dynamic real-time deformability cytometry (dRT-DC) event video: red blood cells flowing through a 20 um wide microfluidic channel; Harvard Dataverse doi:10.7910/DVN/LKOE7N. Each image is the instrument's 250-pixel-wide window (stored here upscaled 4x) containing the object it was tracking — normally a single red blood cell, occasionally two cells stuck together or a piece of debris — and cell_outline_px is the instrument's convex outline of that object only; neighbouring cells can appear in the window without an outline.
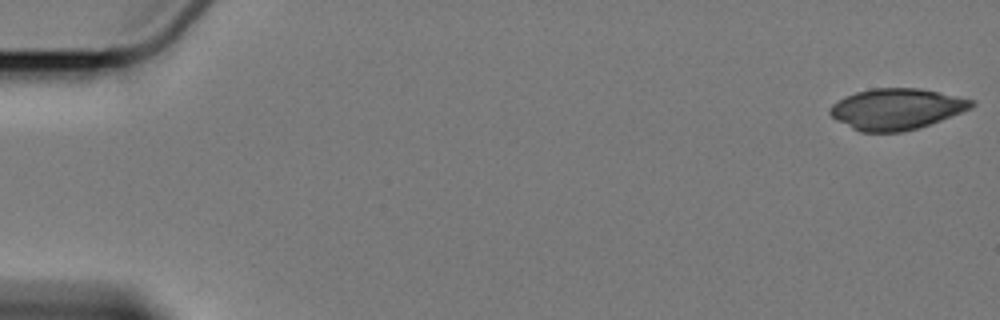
{"species": "Egyptian fruit bat (a non-hibernating species)", "species_latin": "Rousettus aegyptiacus", "temperature_condition": "cold", "stored_images_in_passage": 7, "camera_frame_rate_fps": 3000, "um_per_image_px": 0.085, "animal": {"sex": "female"}, "frame": {"image": 1, "passage_image": 1, "time_ms": 0.0, "image_size_px": [1000, 320], "cell_outline_px": [[976, 104], [972, 108], [940, 120], [916, 128], [900, 132], [860, 132], [836, 120], [828, 112], [828, 108], [832, 104], [856, 92], [872, 88], [920, 88], [976, 100]], "centroid_in_image_um": [76.2, 9.26], "position_along_channel_um": 8.8, "area_um2": 33.64}}